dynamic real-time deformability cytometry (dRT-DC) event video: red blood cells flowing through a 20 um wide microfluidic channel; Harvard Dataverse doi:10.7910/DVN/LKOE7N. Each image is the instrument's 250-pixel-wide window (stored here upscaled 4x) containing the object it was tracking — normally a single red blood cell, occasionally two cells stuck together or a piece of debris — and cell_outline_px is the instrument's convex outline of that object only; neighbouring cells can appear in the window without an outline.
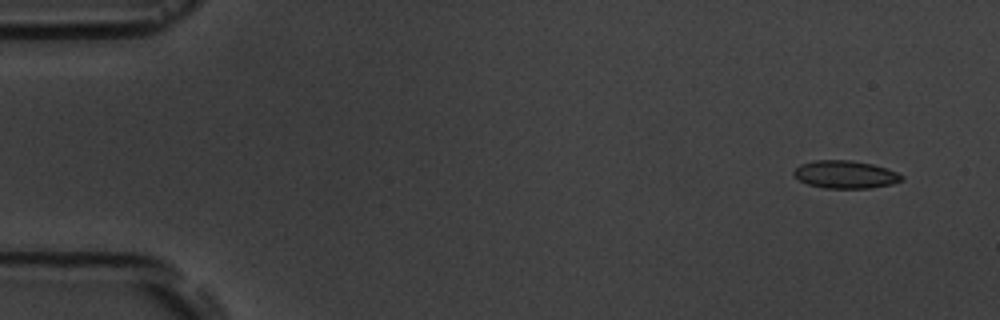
{"species": "common noctule bat (a hibernating species)", "species_latin": "Nyctalus noctula", "temperature_condition": "room temperature", "stored_images_in_passage": 6, "segment_of_instrument_passage": [1, 2], "camera_frame_rate_fps": 3000, "um_per_image_px": 0.085, "animal": {"sex": "male", "body_mass_g": 19.5, "forearm_length_mm": 54.6}, "frame": {"image": 1, "passage_image": 1, "time_ms": 0.0, "image_size_px": [1000, 320], "cell_outline_px": [[904, 180], [892, 184], [868, 188], [824, 188], [808, 184], [800, 180], [792, 172], [800, 164], [816, 160], [852, 160], [872, 164], [896, 172], [904, 176]], "centroid_in_image_um": [71.86, 14.83], "position_along_channel_um": 13.1, "area_um2": 17.34}}